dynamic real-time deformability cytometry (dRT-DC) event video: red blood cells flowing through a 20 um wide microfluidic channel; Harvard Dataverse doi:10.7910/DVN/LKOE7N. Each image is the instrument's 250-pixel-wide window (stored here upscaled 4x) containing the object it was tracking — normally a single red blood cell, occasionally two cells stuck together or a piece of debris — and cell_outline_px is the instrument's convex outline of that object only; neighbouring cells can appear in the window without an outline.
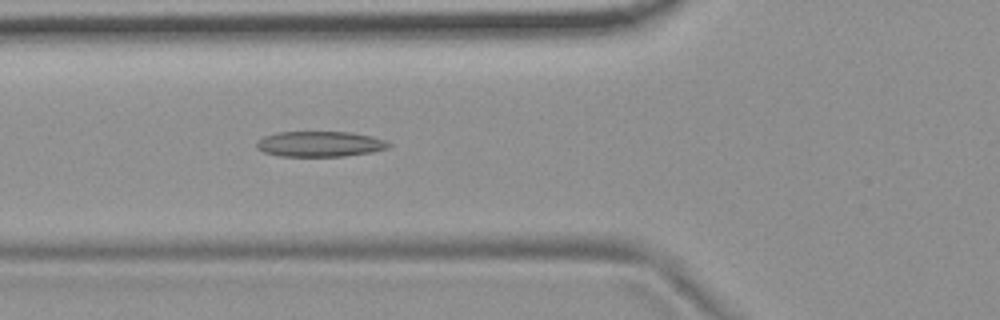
{"species": "common noctule bat (a hibernating species)", "species_latin": "Nyctalus noctula", "temperature_condition": "room temperature", "stored_images_in_passage": 54, "camera_frame_rate_fps": 3000, "um_per_image_px": 0.085, "animal": {"sex": "female", "body_mass_g": 19.9}, "frame": {"image": 1, "passage_image": 20, "time_ms": 6.333, "image_size_px": [1000, 320], "cell_outline_px": [[392, 144], [388, 148], [372, 152], [344, 156], [280, 156], [264, 152], [256, 148], [256, 140], [264, 136], [276, 132], [352, 132], [372, 136], [384, 140]], "centroid_in_image_um": [27.17, 12.23], "position_along_channel_um": 98.6, "area_um2": 19.71}}
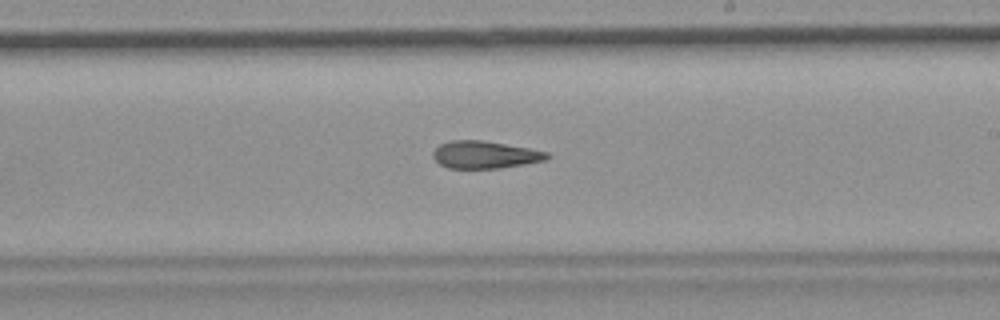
{"frame": {"image": 2, "passage_image": 32, "time_ms": 10.333, "image_size_px": [1000, 320], "cell_outline_px": [[552, 156], [544, 160], [524, 164], [500, 168], [448, 168], [440, 164], [432, 156], [432, 152], [440, 144], [452, 140], [484, 140], [528, 148], [548, 152]], "centroid_in_image_um": [41.21, 13.15], "position_along_channel_um": 247.8, "area_um2": 18.15}}
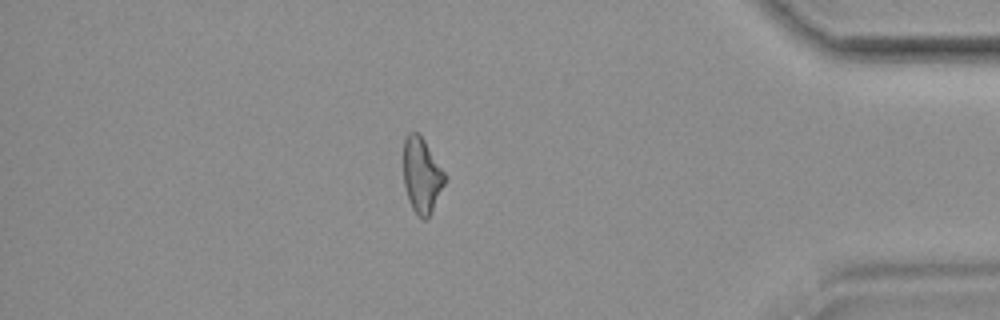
{"frame": {"image": 3, "passage_image": 47, "time_ms": 15.333, "image_size_px": [1000, 320], "cell_outline_px": [[448, 176], [428, 216], [424, 220], [412, 208], [408, 200], [404, 184], [404, 140], [408, 132], [416, 132], [424, 140]], "centroid_in_image_um": [35.85, 14.86], "position_along_channel_um": 399.4, "area_um2": 17.8}, "authors_computed_cell_mechanics": {"area_um2": 19.2474, "velocity_mm_per_s": 3.7358, "shape_relaxation_time_tau1_ms": null, "shape_relaxation_time_tau2_ms": 5.9478, "deformation_change_tau1": null, "deformation_change_tau2": 0.1685}}